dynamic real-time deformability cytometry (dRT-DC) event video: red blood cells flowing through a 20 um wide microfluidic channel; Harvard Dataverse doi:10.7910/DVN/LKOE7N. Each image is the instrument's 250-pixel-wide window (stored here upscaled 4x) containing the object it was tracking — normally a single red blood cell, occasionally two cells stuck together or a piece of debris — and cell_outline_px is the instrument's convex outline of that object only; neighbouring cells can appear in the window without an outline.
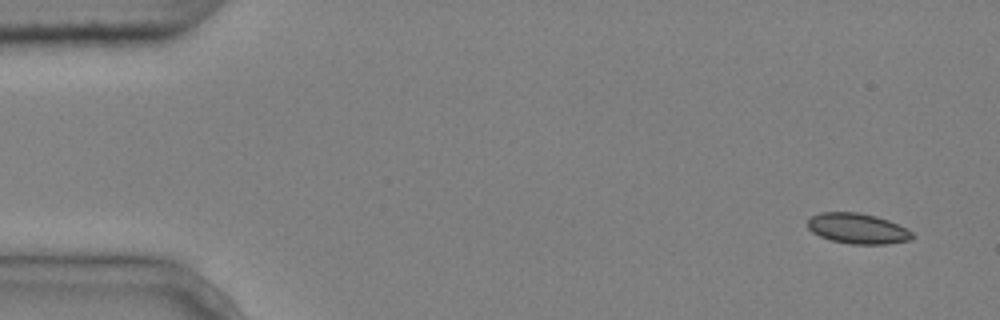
{"species": "common noctule bat (a hibernating species)", "species_latin": "Nyctalus noctula", "temperature_condition": "cold", "stored_images_in_passage": 4, "camera_frame_rate_fps": 3000, "um_per_image_px": 0.085, "animal": {"sex": "male", "body_mass_g": 20.4}, "frame": {"image": 1, "passage_image": 1, "time_ms": 0.0, "image_size_px": [1000, 320], "cell_outline_px": [[912, 236], [908, 240], [888, 244], [852, 244], [832, 240], [820, 236], [812, 232], [808, 228], [808, 220], [812, 216], [820, 212], [856, 212], [876, 216], [888, 220], [912, 232]], "centroid_in_image_um": [72.86, 19.42], "position_along_channel_um": 12.1, "area_um2": 18.26}}
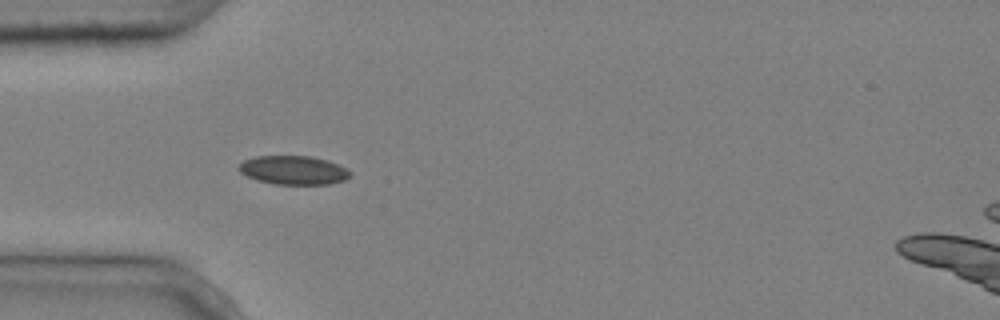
{"frame": {"image": 2, "passage_image": 4, "time_ms": 1.0, "image_size_px": [1000, 320], "cell_outline_px": [[352, 176], [344, 180], [332, 184], [276, 184], [256, 180], [240, 172], [236, 168], [244, 160], [256, 156], [312, 156], [328, 160], [352, 172]], "centroid_in_image_um": [24.95, 14.46], "position_along_channel_um": 60.0, "area_um2": 18.73}}